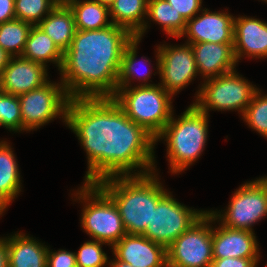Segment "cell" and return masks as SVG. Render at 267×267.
<instances>
[{"label":"cell","mask_w":267,"mask_h":267,"mask_svg":"<svg viewBox=\"0 0 267 267\" xmlns=\"http://www.w3.org/2000/svg\"><path fill=\"white\" fill-rule=\"evenodd\" d=\"M234 18L235 16L224 12H210L202 9L201 15L187 20L184 32L180 35L187 36L186 43H234Z\"/></svg>","instance_id":"cell-13"},{"label":"cell","mask_w":267,"mask_h":267,"mask_svg":"<svg viewBox=\"0 0 267 267\" xmlns=\"http://www.w3.org/2000/svg\"><path fill=\"white\" fill-rule=\"evenodd\" d=\"M15 0H0V24L15 19Z\"/></svg>","instance_id":"cell-35"},{"label":"cell","mask_w":267,"mask_h":267,"mask_svg":"<svg viewBox=\"0 0 267 267\" xmlns=\"http://www.w3.org/2000/svg\"><path fill=\"white\" fill-rule=\"evenodd\" d=\"M32 26L16 18L0 24V47L12 57L21 56Z\"/></svg>","instance_id":"cell-27"},{"label":"cell","mask_w":267,"mask_h":267,"mask_svg":"<svg viewBox=\"0 0 267 267\" xmlns=\"http://www.w3.org/2000/svg\"><path fill=\"white\" fill-rule=\"evenodd\" d=\"M259 258H222L213 259L210 267H256Z\"/></svg>","instance_id":"cell-34"},{"label":"cell","mask_w":267,"mask_h":267,"mask_svg":"<svg viewBox=\"0 0 267 267\" xmlns=\"http://www.w3.org/2000/svg\"><path fill=\"white\" fill-rule=\"evenodd\" d=\"M154 172L112 176L96 183L117 206L127 234L142 235L151 224L153 209L168 193Z\"/></svg>","instance_id":"cell-3"},{"label":"cell","mask_w":267,"mask_h":267,"mask_svg":"<svg viewBox=\"0 0 267 267\" xmlns=\"http://www.w3.org/2000/svg\"><path fill=\"white\" fill-rule=\"evenodd\" d=\"M64 53L72 43L76 32L74 16L66 3L56 7L38 24Z\"/></svg>","instance_id":"cell-21"},{"label":"cell","mask_w":267,"mask_h":267,"mask_svg":"<svg viewBox=\"0 0 267 267\" xmlns=\"http://www.w3.org/2000/svg\"><path fill=\"white\" fill-rule=\"evenodd\" d=\"M236 72L204 80L193 104L207 114L210 110H237L243 115L258 88Z\"/></svg>","instance_id":"cell-7"},{"label":"cell","mask_w":267,"mask_h":267,"mask_svg":"<svg viewBox=\"0 0 267 267\" xmlns=\"http://www.w3.org/2000/svg\"><path fill=\"white\" fill-rule=\"evenodd\" d=\"M11 55H9L4 49L0 47V74L3 72L4 68L8 65Z\"/></svg>","instance_id":"cell-37"},{"label":"cell","mask_w":267,"mask_h":267,"mask_svg":"<svg viewBox=\"0 0 267 267\" xmlns=\"http://www.w3.org/2000/svg\"><path fill=\"white\" fill-rule=\"evenodd\" d=\"M46 267H77L75 252L59 249L58 251L47 252Z\"/></svg>","instance_id":"cell-32"},{"label":"cell","mask_w":267,"mask_h":267,"mask_svg":"<svg viewBox=\"0 0 267 267\" xmlns=\"http://www.w3.org/2000/svg\"><path fill=\"white\" fill-rule=\"evenodd\" d=\"M107 265H109V267H134L130 265L129 263L118 260L116 258H114V260L109 261Z\"/></svg>","instance_id":"cell-38"},{"label":"cell","mask_w":267,"mask_h":267,"mask_svg":"<svg viewBox=\"0 0 267 267\" xmlns=\"http://www.w3.org/2000/svg\"><path fill=\"white\" fill-rule=\"evenodd\" d=\"M0 126L13 132L22 131V116L18 95L0 90Z\"/></svg>","instance_id":"cell-30"},{"label":"cell","mask_w":267,"mask_h":267,"mask_svg":"<svg viewBox=\"0 0 267 267\" xmlns=\"http://www.w3.org/2000/svg\"><path fill=\"white\" fill-rule=\"evenodd\" d=\"M79 189L74 196L85 203L81 213L83 230L93 240L112 247L127 234L117 206L96 183H83Z\"/></svg>","instance_id":"cell-6"},{"label":"cell","mask_w":267,"mask_h":267,"mask_svg":"<svg viewBox=\"0 0 267 267\" xmlns=\"http://www.w3.org/2000/svg\"><path fill=\"white\" fill-rule=\"evenodd\" d=\"M22 116V130L32 131L62 117L66 124L70 97L62 82L48 81L40 88L18 95Z\"/></svg>","instance_id":"cell-10"},{"label":"cell","mask_w":267,"mask_h":267,"mask_svg":"<svg viewBox=\"0 0 267 267\" xmlns=\"http://www.w3.org/2000/svg\"><path fill=\"white\" fill-rule=\"evenodd\" d=\"M107 244L97 240H90L81 245L75 252L77 267H104L108 262V256L103 251L102 245Z\"/></svg>","instance_id":"cell-31"},{"label":"cell","mask_w":267,"mask_h":267,"mask_svg":"<svg viewBox=\"0 0 267 267\" xmlns=\"http://www.w3.org/2000/svg\"><path fill=\"white\" fill-rule=\"evenodd\" d=\"M60 3H66L69 0H58Z\"/></svg>","instance_id":"cell-40"},{"label":"cell","mask_w":267,"mask_h":267,"mask_svg":"<svg viewBox=\"0 0 267 267\" xmlns=\"http://www.w3.org/2000/svg\"><path fill=\"white\" fill-rule=\"evenodd\" d=\"M205 212L187 208L168 192L153 209L151 224L147 225L142 235L167 249Z\"/></svg>","instance_id":"cell-11"},{"label":"cell","mask_w":267,"mask_h":267,"mask_svg":"<svg viewBox=\"0 0 267 267\" xmlns=\"http://www.w3.org/2000/svg\"><path fill=\"white\" fill-rule=\"evenodd\" d=\"M18 164L8 142H0V215L21 191Z\"/></svg>","instance_id":"cell-22"},{"label":"cell","mask_w":267,"mask_h":267,"mask_svg":"<svg viewBox=\"0 0 267 267\" xmlns=\"http://www.w3.org/2000/svg\"><path fill=\"white\" fill-rule=\"evenodd\" d=\"M159 83L172 96L189 85L198 72L193 49L189 43L179 46L160 44L156 49Z\"/></svg>","instance_id":"cell-12"},{"label":"cell","mask_w":267,"mask_h":267,"mask_svg":"<svg viewBox=\"0 0 267 267\" xmlns=\"http://www.w3.org/2000/svg\"><path fill=\"white\" fill-rule=\"evenodd\" d=\"M94 1H97L103 5L110 7V5L113 3L114 0H94Z\"/></svg>","instance_id":"cell-39"},{"label":"cell","mask_w":267,"mask_h":267,"mask_svg":"<svg viewBox=\"0 0 267 267\" xmlns=\"http://www.w3.org/2000/svg\"><path fill=\"white\" fill-rule=\"evenodd\" d=\"M133 38L126 28L114 24L76 30L60 69L70 99L113 97L124 48Z\"/></svg>","instance_id":"cell-2"},{"label":"cell","mask_w":267,"mask_h":267,"mask_svg":"<svg viewBox=\"0 0 267 267\" xmlns=\"http://www.w3.org/2000/svg\"><path fill=\"white\" fill-rule=\"evenodd\" d=\"M47 68L21 56L11 57L0 74L1 89L8 94L20 95L47 83Z\"/></svg>","instance_id":"cell-15"},{"label":"cell","mask_w":267,"mask_h":267,"mask_svg":"<svg viewBox=\"0 0 267 267\" xmlns=\"http://www.w3.org/2000/svg\"><path fill=\"white\" fill-rule=\"evenodd\" d=\"M234 54L241 57L267 58V23L254 17L234 18Z\"/></svg>","instance_id":"cell-17"},{"label":"cell","mask_w":267,"mask_h":267,"mask_svg":"<svg viewBox=\"0 0 267 267\" xmlns=\"http://www.w3.org/2000/svg\"><path fill=\"white\" fill-rule=\"evenodd\" d=\"M111 249L116 259L134 267H167V249L140 234H126Z\"/></svg>","instance_id":"cell-14"},{"label":"cell","mask_w":267,"mask_h":267,"mask_svg":"<svg viewBox=\"0 0 267 267\" xmlns=\"http://www.w3.org/2000/svg\"><path fill=\"white\" fill-rule=\"evenodd\" d=\"M4 239L8 247L9 267H46L48 246L22 232Z\"/></svg>","instance_id":"cell-19"},{"label":"cell","mask_w":267,"mask_h":267,"mask_svg":"<svg viewBox=\"0 0 267 267\" xmlns=\"http://www.w3.org/2000/svg\"><path fill=\"white\" fill-rule=\"evenodd\" d=\"M147 18L161 25L168 36L177 39L184 32L187 22L167 0H148Z\"/></svg>","instance_id":"cell-25"},{"label":"cell","mask_w":267,"mask_h":267,"mask_svg":"<svg viewBox=\"0 0 267 267\" xmlns=\"http://www.w3.org/2000/svg\"><path fill=\"white\" fill-rule=\"evenodd\" d=\"M0 267H9L8 247L4 238H0Z\"/></svg>","instance_id":"cell-36"},{"label":"cell","mask_w":267,"mask_h":267,"mask_svg":"<svg viewBox=\"0 0 267 267\" xmlns=\"http://www.w3.org/2000/svg\"><path fill=\"white\" fill-rule=\"evenodd\" d=\"M173 115L155 142L165 138L170 172L177 174L198 160L204 151L209 114L191 104L179 118L175 119Z\"/></svg>","instance_id":"cell-4"},{"label":"cell","mask_w":267,"mask_h":267,"mask_svg":"<svg viewBox=\"0 0 267 267\" xmlns=\"http://www.w3.org/2000/svg\"><path fill=\"white\" fill-rule=\"evenodd\" d=\"M76 30H98L112 25L109 7L94 0H69Z\"/></svg>","instance_id":"cell-24"},{"label":"cell","mask_w":267,"mask_h":267,"mask_svg":"<svg viewBox=\"0 0 267 267\" xmlns=\"http://www.w3.org/2000/svg\"><path fill=\"white\" fill-rule=\"evenodd\" d=\"M242 118L250 128L267 138V94H261V90L258 89Z\"/></svg>","instance_id":"cell-29"},{"label":"cell","mask_w":267,"mask_h":267,"mask_svg":"<svg viewBox=\"0 0 267 267\" xmlns=\"http://www.w3.org/2000/svg\"><path fill=\"white\" fill-rule=\"evenodd\" d=\"M209 210L167 248V267H210L213 261ZM211 224V225H210Z\"/></svg>","instance_id":"cell-9"},{"label":"cell","mask_w":267,"mask_h":267,"mask_svg":"<svg viewBox=\"0 0 267 267\" xmlns=\"http://www.w3.org/2000/svg\"><path fill=\"white\" fill-rule=\"evenodd\" d=\"M148 0H114L109 7L111 22L126 28L134 37L141 39L148 28Z\"/></svg>","instance_id":"cell-20"},{"label":"cell","mask_w":267,"mask_h":267,"mask_svg":"<svg viewBox=\"0 0 267 267\" xmlns=\"http://www.w3.org/2000/svg\"><path fill=\"white\" fill-rule=\"evenodd\" d=\"M195 56L198 75L205 80L236 70L234 43L200 42L190 44Z\"/></svg>","instance_id":"cell-18"},{"label":"cell","mask_w":267,"mask_h":267,"mask_svg":"<svg viewBox=\"0 0 267 267\" xmlns=\"http://www.w3.org/2000/svg\"><path fill=\"white\" fill-rule=\"evenodd\" d=\"M258 242L254 232L231 229L223 225L212 226L213 259L259 258Z\"/></svg>","instance_id":"cell-16"},{"label":"cell","mask_w":267,"mask_h":267,"mask_svg":"<svg viewBox=\"0 0 267 267\" xmlns=\"http://www.w3.org/2000/svg\"><path fill=\"white\" fill-rule=\"evenodd\" d=\"M173 97L159 83L152 86L116 88L112 97L134 123L155 139L170 121Z\"/></svg>","instance_id":"cell-5"},{"label":"cell","mask_w":267,"mask_h":267,"mask_svg":"<svg viewBox=\"0 0 267 267\" xmlns=\"http://www.w3.org/2000/svg\"><path fill=\"white\" fill-rule=\"evenodd\" d=\"M21 57L45 67L53 62L59 71L63 63V52L38 25L32 26Z\"/></svg>","instance_id":"cell-23"},{"label":"cell","mask_w":267,"mask_h":267,"mask_svg":"<svg viewBox=\"0 0 267 267\" xmlns=\"http://www.w3.org/2000/svg\"><path fill=\"white\" fill-rule=\"evenodd\" d=\"M58 3V0H15V18L36 26Z\"/></svg>","instance_id":"cell-28"},{"label":"cell","mask_w":267,"mask_h":267,"mask_svg":"<svg viewBox=\"0 0 267 267\" xmlns=\"http://www.w3.org/2000/svg\"><path fill=\"white\" fill-rule=\"evenodd\" d=\"M66 125L86 151L84 183L156 171L155 138L129 119L112 97L70 99ZM137 168L140 171L133 172Z\"/></svg>","instance_id":"cell-1"},{"label":"cell","mask_w":267,"mask_h":267,"mask_svg":"<svg viewBox=\"0 0 267 267\" xmlns=\"http://www.w3.org/2000/svg\"><path fill=\"white\" fill-rule=\"evenodd\" d=\"M176 12H179L187 21L201 11L202 0H167ZM198 12V13H197Z\"/></svg>","instance_id":"cell-33"},{"label":"cell","mask_w":267,"mask_h":267,"mask_svg":"<svg viewBox=\"0 0 267 267\" xmlns=\"http://www.w3.org/2000/svg\"><path fill=\"white\" fill-rule=\"evenodd\" d=\"M140 41H141V39L134 37L124 48V51H123V54L121 57V63H120V69H119L116 88L132 87L131 80L133 81L135 79H139V81L143 80L142 83L140 84V86L155 85V84H151V83L147 82L149 80L151 74H152L151 69L147 70L146 73H144V75H141L139 71L138 72L136 71V69H137L136 64L138 63L136 60L137 59V49H138L137 45L140 43ZM142 60H144L145 63L148 62L150 65V62H149L150 59H147V58L145 59V57H142ZM137 76H138V78H135Z\"/></svg>","instance_id":"cell-26"},{"label":"cell","mask_w":267,"mask_h":267,"mask_svg":"<svg viewBox=\"0 0 267 267\" xmlns=\"http://www.w3.org/2000/svg\"><path fill=\"white\" fill-rule=\"evenodd\" d=\"M225 210L209 213L225 227L254 232V224L267 216V176L242 184Z\"/></svg>","instance_id":"cell-8"}]
</instances>
